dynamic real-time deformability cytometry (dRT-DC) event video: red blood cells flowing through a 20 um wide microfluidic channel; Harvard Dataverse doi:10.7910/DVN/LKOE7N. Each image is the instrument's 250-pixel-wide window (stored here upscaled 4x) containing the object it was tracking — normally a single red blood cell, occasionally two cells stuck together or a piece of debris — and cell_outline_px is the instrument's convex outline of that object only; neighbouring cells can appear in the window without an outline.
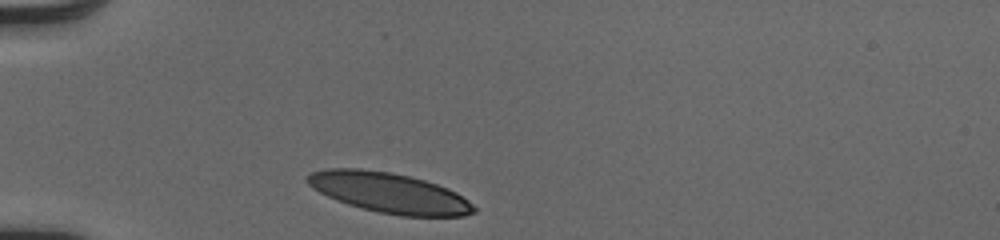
{"species": "human", "species_latin": "Homo sapiens", "temperature_condition": "cold", "stored_images_in_passage": 29, "camera_frame_rate_fps": 3000, "um_per_image_px": 0.085, "donor": {"sex": "male"}, "frame": {"image": 1, "passage_image": 1, "time_ms": 0.0, "image_size_px": [1000, 240], "cell_outline_px": [[476, 212], [464, 216], [400, 216], [376, 212], [348, 204], [328, 196], [312, 188], [308, 184], [308, 176], [312, 172], [328, 168], [360, 168], [392, 172], [424, 180], [448, 188], [456, 192], [468, 200], [476, 208]], "centroid_in_image_um": [33.11, 16.39], "position_along_channel_um": 51.9, "area_um2": 38.9}}
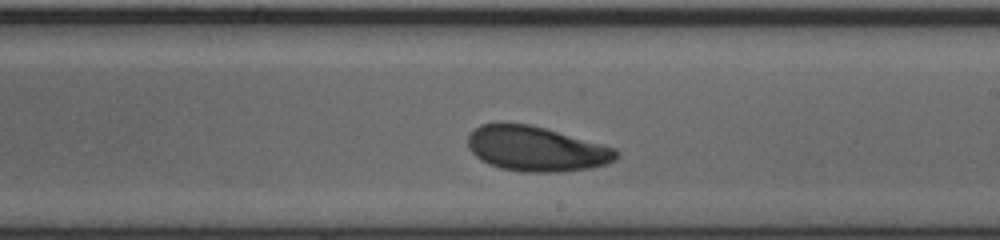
{"frame": {"image": 2, "passage_image": 17, "time_ms": 5.333, "image_size_px": [1000, 240], "cell_outline_px": [[620, 156], [616, 160], [608, 164], [592, 168], [560, 172], [524, 172], [500, 168], [488, 164], [480, 160], [468, 148], [468, 136], [480, 124], [500, 120], [528, 124], [544, 128], [616, 148], [620, 152]], "centroid_in_image_um": [45.57, 12.64], "position_along_channel_um": 243.4, "area_um2": 39.48}}
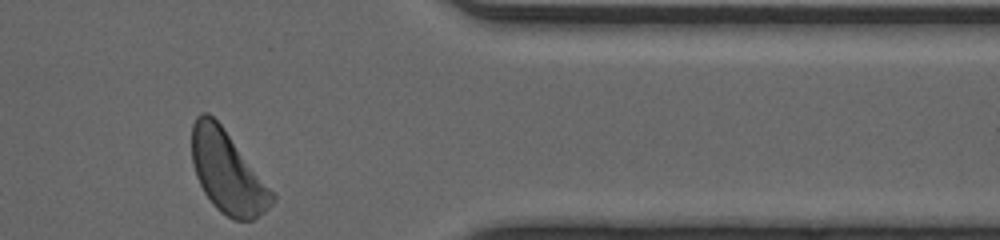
{"frame": {"image": 3, "passage_image": 29, "time_ms": 9.333, "image_size_px": [1000, 240], "cell_outline_px": [[276, 200], [264, 212], [252, 220], [232, 220], [220, 212], [212, 204], [204, 192], [196, 176], [192, 164], [192, 124], [196, 116], [200, 112], [208, 112], [220, 124], [276, 192]], "centroid_in_image_um": [19.36, 14.65], "position_along_channel_um": 392.0, "area_um2": 38.73}, "authors_computed_cell_mechanics": {"area_um2": 38.8994, "velocity_mm_per_s": 4.0515, "shape_relaxation_time_tau1_ms": 2.0335, "shape_relaxation_time_tau2_ms": 4.3913, "deformation_change_tau1": 0.1096, "deformation_change_tau2": 0.1136}}